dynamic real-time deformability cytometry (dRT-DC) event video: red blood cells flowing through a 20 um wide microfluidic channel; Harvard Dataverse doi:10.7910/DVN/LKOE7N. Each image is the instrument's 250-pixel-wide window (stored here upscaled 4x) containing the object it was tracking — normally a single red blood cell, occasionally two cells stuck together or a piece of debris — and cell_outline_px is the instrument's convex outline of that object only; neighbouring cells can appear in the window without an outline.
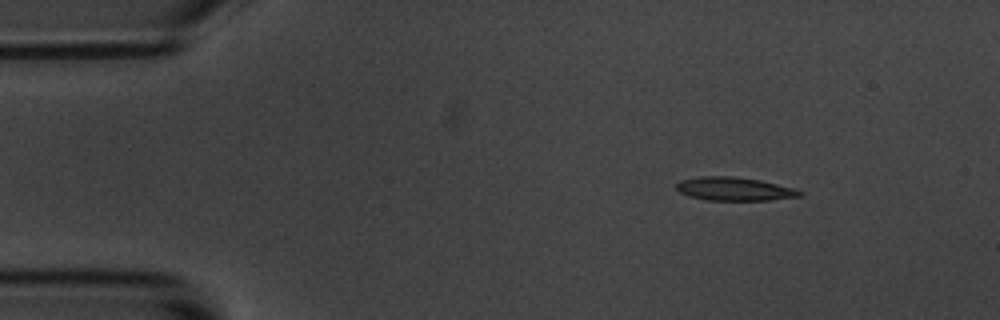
{"species": "common noctule bat (a hibernating species)", "species_latin": "Nyctalus noctula", "temperature_condition": "room temperature", "stored_images_in_passage": 6, "camera_frame_rate_fps": 3000, "um_per_image_px": 0.085, "animal": {"sex": "male", "body_mass_g": 20.1, "forearm_length_mm": 53.5}, "frame": {"image": 1, "passage_image": 2, "time_ms": 0.333, "image_size_px": [1000, 320], "cell_outline_px": [[804, 196], [768, 200], [704, 200], [688, 196], [680, 192], [676, 188], [676, 184], [680, 180], [700, 176], [732, 176], [760, 180], [792, 188], [804, 192]], "centroid_in_image_um": [62.4, 16.06], "position_along_channel_um": 22.6, "area_um2": 16.88}}
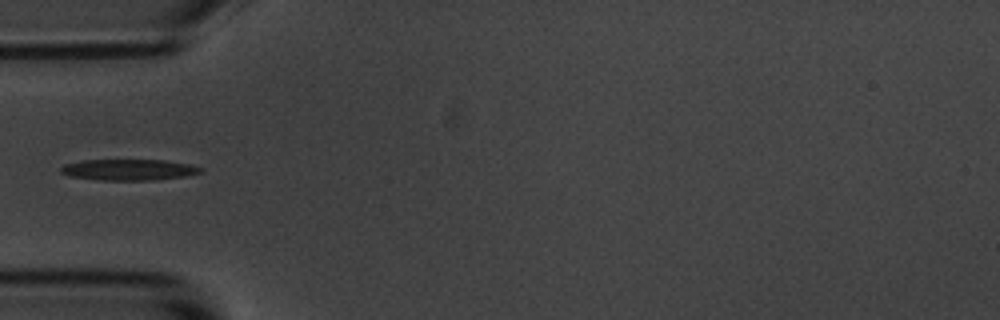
{"frame": {"image": 2, "passage_image": 5, "time_ms": 1.333, "image_size_px": [1000, 320], "cell_outline_px": [[204, 172], [188, 176], [156, 180], [104, 180], [72, 176], [60, 172], [60, 168], [64, 164], [84, 160], [164, 160], [188, 164], [204, 168]], "centroid_in_image_um": [11.02, 14.43], "position_along_channel_um": 74.0, "area_um2": 17.17}}